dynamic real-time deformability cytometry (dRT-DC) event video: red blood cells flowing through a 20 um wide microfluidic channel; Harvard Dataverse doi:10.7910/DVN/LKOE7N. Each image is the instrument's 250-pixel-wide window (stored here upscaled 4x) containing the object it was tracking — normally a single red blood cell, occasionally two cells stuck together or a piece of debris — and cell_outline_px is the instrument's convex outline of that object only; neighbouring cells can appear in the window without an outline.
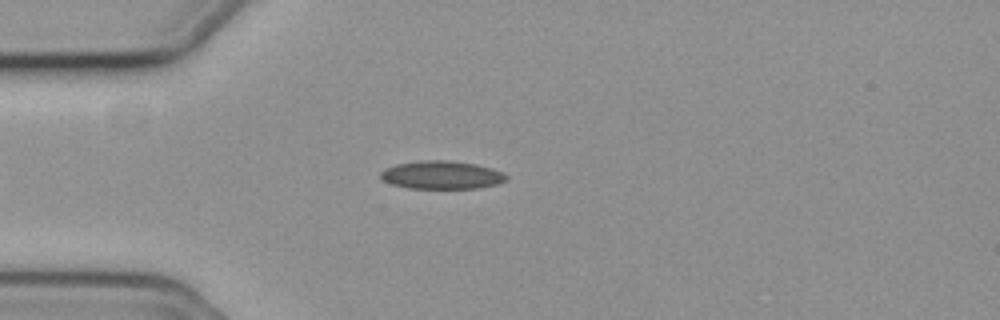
{"species": "common noctule bat (a hibernating species)", "species_latin": "Nyctalus noctula", "temperature_condition": "cold", "stored_images_in_passage": 51, "camera_frame_rate_fps": 3000, "um_per_image_px": 0.085, "animal": {"sex": "female", "body_mass_g": 19.3, "forearm_length_mm": 54.1}, "frame": {"image": 1, "passage_image": 10, "time_ms": 3.0, "image_size_px": [1000, 320], "cell_outline_px": [[508, 180], [496, 184], [480, 188], [408, 188], [392, 184], [384, 180], [380, 176], [380, 172], [384, 168], [396, 164], [420, 160], [452, 160], [476, 164], [492, 168], [504, 172], [508, 176]], "centroid_in_image_um": [37.57, 14.86], "position_along_channel_um": 47.4, "area_um2": 20.81}}
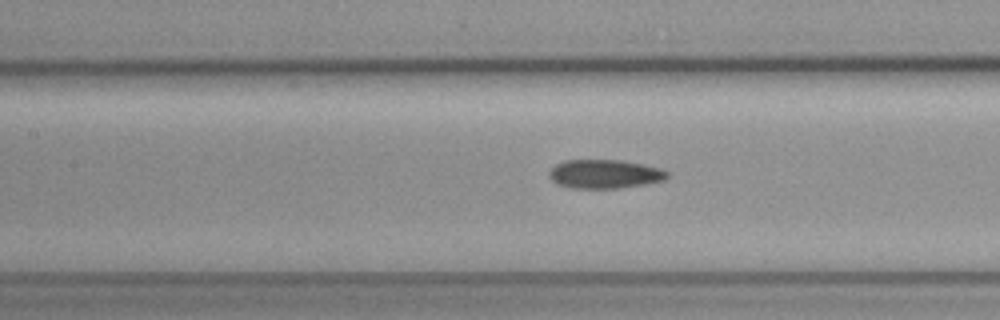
{"frame": {"image": 2, "passage_image": 20, "time_ms": 6.333, "image_size_px": [1000, 320], "cell_outline_px": [[668, 176], [664, 180], [648, 184], [620, 188], [572, 188], [556, 184], [548, 176], [548, 172], [556, 164], [564, 160], [624, 160], [660, 168], [668, 172]], "centroid_in_image_um": [51.39, 14.79], "position_along_channel_um": 156.0, "area_um2": 20.0}}
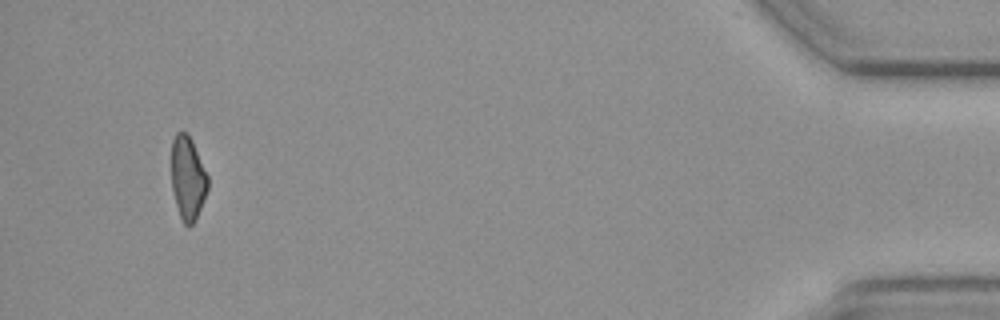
{"frame": {"image": 3, "passage_image": 48, "time_ms": 15.667, "image_size_px": [1000, 320], "cell_outline_px": [[208, 188], [200, 208], [192, 224], [188, 228], [184, 224], [180, 216], [176, 204], [172, 188], [172, 140], [176, 132], [188, 132], [192, 140], [208, 176]], "centroid_in_image_um": [15.96, 15.1], "position_along_channel_um": 419.2, "area_um2": 17.51}, "authors_computed_cell_mechanics": {"area_um2": 19.652, "velocity_mm_per_s": 3.7001, "shape_relaxation_time_tau1_ms": 6.9729, "shape_relaxation_time_tau2_ms": 9.0435, "deformation_change_tau1": 0.1549, "deformation_change_tau2": 0.2102}}